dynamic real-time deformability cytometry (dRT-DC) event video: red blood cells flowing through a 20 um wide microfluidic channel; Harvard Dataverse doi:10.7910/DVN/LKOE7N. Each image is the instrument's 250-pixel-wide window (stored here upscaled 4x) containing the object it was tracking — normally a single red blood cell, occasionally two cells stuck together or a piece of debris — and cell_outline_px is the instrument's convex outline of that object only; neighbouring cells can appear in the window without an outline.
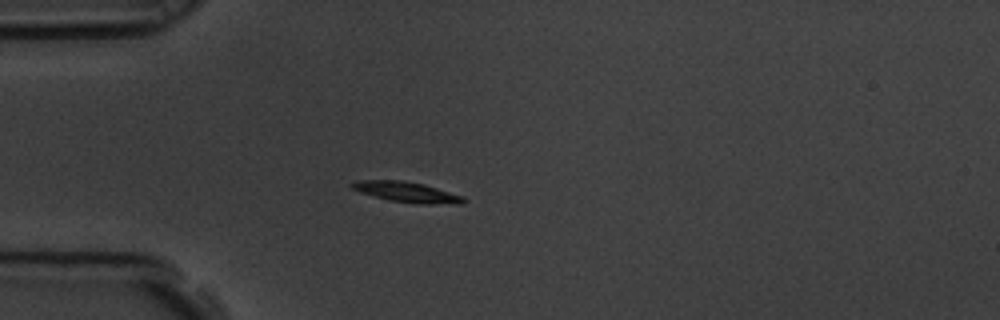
{"species": "common noctule bat (a hibernating species)", "species_latin": "Nyctalus noctula", "temperature_condition": "room temperature", "stored_images_in_passage": 9, "camera_frame_rate_fps": 3000, "um_per_image_px": 0.085, "animal": {"sex": "male", "body_mass_g": 19.5, "forearm_length_mm": 54.6}, "frame": {"image": 1, "passage_image": 4, "time_ms": 1.0, "image_size_px": [1000, 320], "cell_outline_px": [[468, 200], [464, 204], [420, 204], [388, 200], [360, 192], [352, 188], [348, 184], [356, 180], [404, 180], [424, 184], [464, 196]], "centroid_in_image_um": [34.62, 16.33], "position_along_channel_um": 50.4, "area_um2": 13.53}}
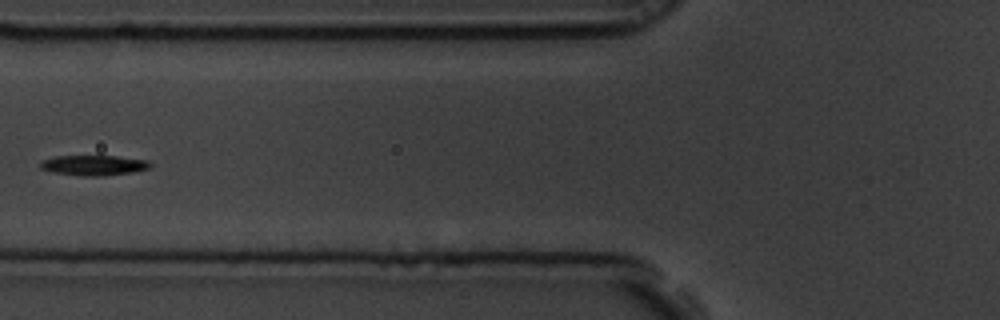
{"frame": {"image": 2, "passage_image": 6, "time_ms": 1.667, "image_size_px": [1000, 320], "cell_outline_px": [[152, 168], [132, 172], [104, 176], [80, 176], [52, 172], [40, 168], [40, 164], [44, 160], [56, 156], [116, 156], [148, 160], [152, 164]], "centroid_in_image_um": [8.02, 14.05], "position_along_channel_um": 117.8, "area_um2": 13.01}}
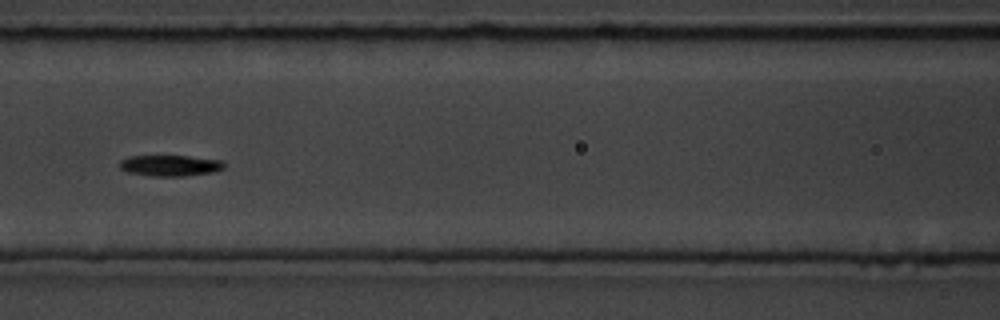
{"frame": {"image": 3, "passage_image": 7, "time_ms": 2.0, "image_size_px": [1000, 320], "cell_outline_px": [[224, 168], [212, 172], [184, 176], [152, 176], [128, 172], [120, 168], [120, 160], [128, 156], [188, 156], [224, 160]], "centroid_in_image_um": [14.47, 14.06], "position_along_channel_um": 152.1, "area_um2": 12.77}}